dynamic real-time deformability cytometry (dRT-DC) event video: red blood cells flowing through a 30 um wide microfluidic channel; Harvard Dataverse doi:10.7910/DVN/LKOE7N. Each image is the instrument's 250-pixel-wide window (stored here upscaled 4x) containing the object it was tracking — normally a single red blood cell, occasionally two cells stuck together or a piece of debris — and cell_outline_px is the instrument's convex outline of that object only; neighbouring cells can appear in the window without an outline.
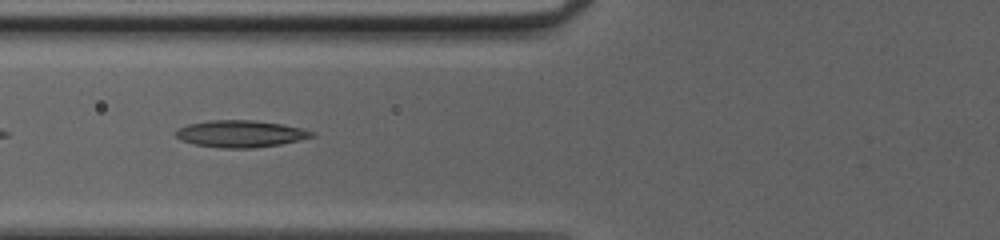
{"species": "common noctule bat (a hibernating species)", "species_latin": "Nyctalus noctula", "temperature_condition": "cold", "stored_images_in_passage": 50, "camera_frame_rate_fps": 3000, "um_per_image_px": 0.085, "animal": {"sex": "female", "body_mass_g": 20.0, "forearm_length_mm": 54.0}, "frame": {"image": 1, "passage_image": 21, "time_ms": 6.667, "image_size_px": [1000, 240], "cell_outline_px": [[316, 136], [300, 140], [280, 144], [252, 148], [220, 148], [196, 144], [180, 140], [176, 136], [176, 128], [188, 124], [208, 120], [256, 120], [280, 124], [300, 128], [316, 132]], "centroid_in_image_um": [20.44, 11.37], "position_along_channel_um": 105.4, "area_um2": 21.39}}
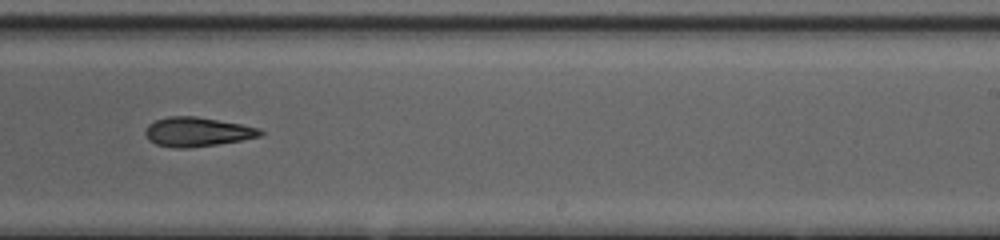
{"frame": {"image": 2, "passage_image": 33, "time_ms": 10.667, "image_size_px": [1000, 240], "cell_outline_px": [[264, 132], [260, 136], [240, 140], [216, 144], [188, 148], [172, 148], [156, 144], [148, 140], [144, 132], [148, 124], [156, 120], [168, 116], [196, 116], [240, 124], [260, 128]], "centroid_in_image_um": [16.72, 11.21], "position_along_channel_um": 272.3, "area_um2": 19.54}}
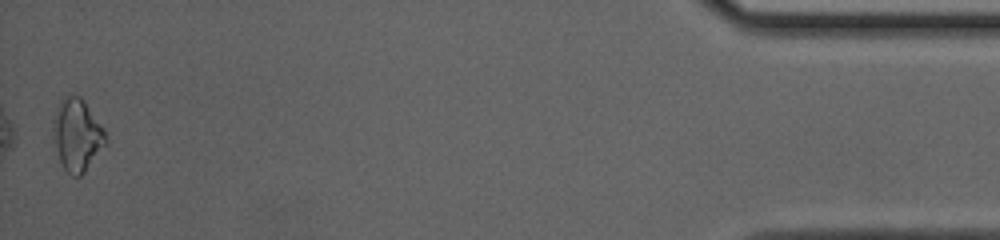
{"frame": {"image": 3, "passage_image": 50, "time_ms": 16.333, "image_size_px": [1000, 240], "cell_outline_px": [[104, 144], [84, 172], [80, 176], [72, 176], [64, 168], [60, 160], [56, 148], [52, 124], [52, 120], [56, 108], [60, 100], [68, 96], [80, 96], [104, 128]], "centroid_in_image_um": [6.51, 11.44], "position_along_channel_um": 428.7, "area_um2": 21.39}}